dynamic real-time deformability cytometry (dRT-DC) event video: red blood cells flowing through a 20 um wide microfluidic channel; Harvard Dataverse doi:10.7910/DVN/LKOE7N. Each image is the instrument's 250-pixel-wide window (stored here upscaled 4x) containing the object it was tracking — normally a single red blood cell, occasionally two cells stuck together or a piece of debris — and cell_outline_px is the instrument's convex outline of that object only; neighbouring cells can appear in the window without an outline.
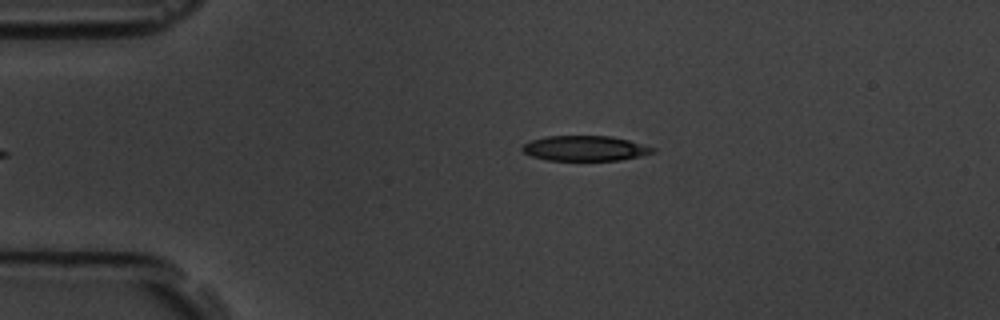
{"species": "common noctule bat (a hibernating species)", "species_latin": "Nyctalus noctula", "temperature_condition": "room temperature", "stored_images_in_passage": 5, "camera_frame_rate_fps": 3000, "um_per_image_px": 0.085, "animal": {"sex": "male", "body_mass_g": 19.5, "forearm_length_mm": 54.6}, "frame": {"image": 1, "passage_image": 5, "time_ms": 4.667, "image_size_px": [1000, 320], "cell_outline_px": [[656, 152], [640, 156], [620, 160], [548, 160], [532, 156], [524, 152], [520, 148], [524, 144], [532, 140], [544, 136], [612, 136], [628, 140], [656, 148]], "centroid_in_image_um": [49.74, 12.6], "position_along_channel_um": 35.3, "area_um2": 19.07}}